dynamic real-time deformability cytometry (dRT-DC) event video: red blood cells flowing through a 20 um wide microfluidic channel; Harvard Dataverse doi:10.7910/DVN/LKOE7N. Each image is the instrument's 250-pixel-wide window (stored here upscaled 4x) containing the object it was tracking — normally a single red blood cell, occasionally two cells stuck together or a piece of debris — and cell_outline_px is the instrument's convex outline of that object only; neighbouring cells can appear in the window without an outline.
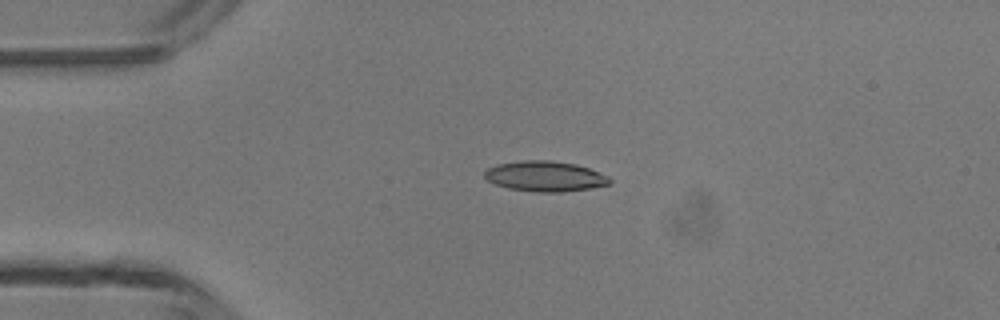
{"species": "common noctule bat (a hibernating species)", "species_latin": "Nyctalus noctula", "temperature_condition": "room temperature", "stored_images_in_passage": 5, "camera_frame_rate_fps": 3000, "um_per_image_px": 0.085, "animal": {"sex": "male", "body_mass_g": 13.3}, "frame": {"image": 1, "passage_image": 3, "time_ms": 2.333, "image_size_px": [1000, 320], "cell_outline_px": [[612, 184], [592, 188], [564, 192], [536, 192], [508, 188], [496, 184], [488, 180], [484, 176], [484, 172], [488, 168], [496, 164], [524, 160], [548, 160], [576, 164], [588, 168], [608, 176], [612, 180]], "centroid_in_image_um": [46.35, 14.99], "position_along_channel_um": 38.6, "area_um2": 22.2}}
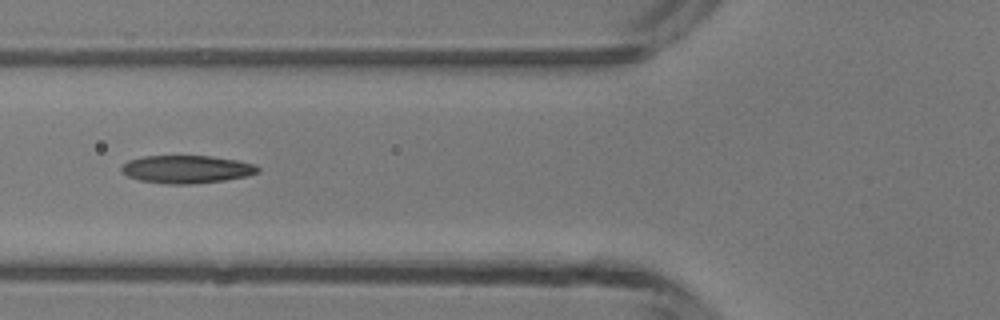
{"frame": {"image": 2, "passage_image": 5, "time_ms": 4.667, "image_size_px": [1000, 320], "cell_outline_px": [[260, 172], [248, 176], [224, 180], [192, 184], [168, 184], [140, 180], [128, 176], [120, 172], [120, 168], [128, 160], [144, 156], [212, 156], [236, 160], [256, 164], [260, 168]], "centroid_in_image_um": [15.88, 14.38], "position_along_channel_um": 109.9, "area_um2": 22.25}}